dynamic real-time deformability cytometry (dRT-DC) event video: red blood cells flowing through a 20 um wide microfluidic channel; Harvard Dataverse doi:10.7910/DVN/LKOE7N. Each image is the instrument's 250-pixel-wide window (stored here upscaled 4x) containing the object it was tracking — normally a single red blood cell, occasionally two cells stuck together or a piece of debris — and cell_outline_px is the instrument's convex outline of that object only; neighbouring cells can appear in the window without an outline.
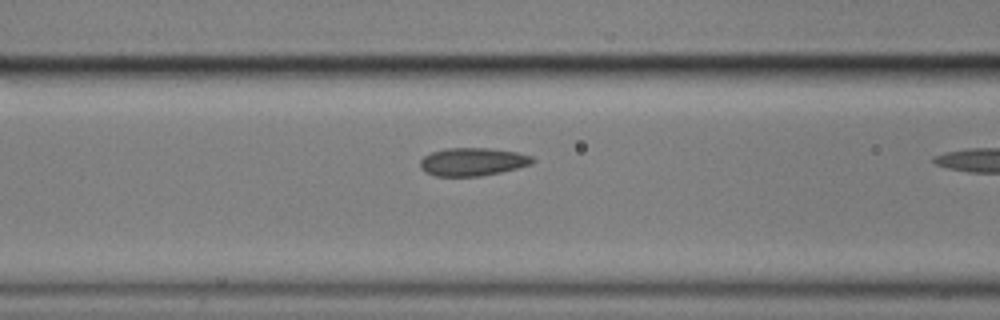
{"species": "common noctule bat (a hibernating species)", "species_latin": "Nyctalus noctula", "temperature_condition": "cold", "stored_images_in_passage": 11, "camera_frame_rate_fps": 3000, "um_per_image_px": 0.085, "animal": {"sex": "male", "body_mass_g": 17.9}, "frame": {"image": 1, "passage_image": 10, "time_ms": 3.0, "image_size_px": [1000, 320], "cell_outline_px": [[536, 160], [532, 164], [500, 172], [480, 176], [436, 176], [424, 172], [420, 168], [420, 160], [424, 156], [432, 152], [444, 148], [488, 148], [516, 152], [532, 156]], "centroid_in_image_um": [40.15, 13.75], "position_along_channel_um": 126.4, "area_um2": 18.38}}